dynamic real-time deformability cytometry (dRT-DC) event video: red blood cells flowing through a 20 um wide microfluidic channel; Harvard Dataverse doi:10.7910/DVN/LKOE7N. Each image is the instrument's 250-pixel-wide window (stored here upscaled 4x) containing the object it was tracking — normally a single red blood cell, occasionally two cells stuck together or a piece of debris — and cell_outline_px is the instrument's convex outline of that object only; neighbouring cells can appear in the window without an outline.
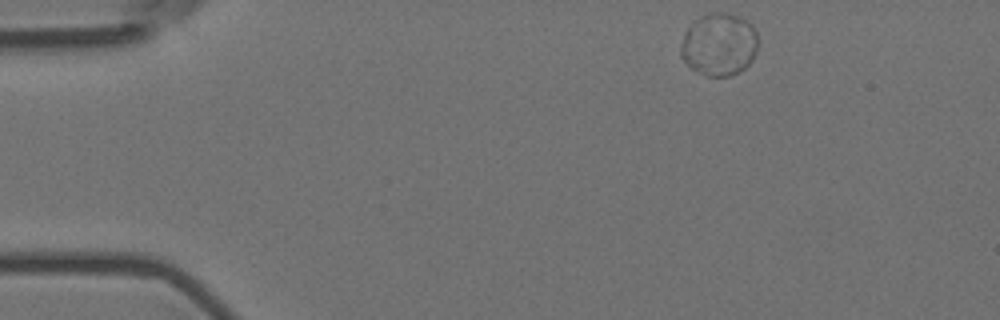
{"species": "Egyptian fruit bat (a non-hibernating species)", "species_latin": "Rousettus aegyptiacus", "temperature_condition": "room temperature", "stored_images_in_passage": 6, "camera_frame_rate_fps": 3000, "um_per_image_px": 0.085, "animal": {"sex": "female"}, "frame": {"image": 1, "passage_image": 1, "time_ms": 0.0, "image_size_px": [1000, 320], "cell_outline_px": [[756, 52], [752, 60], [740, 72], [728, 76], [708, 76], [688, 68], [680, 56], [680, 44], [684, 32], [700, 16], [720, 12], [724, 12], [740, 16], [748, 20], [752, 24], [756, 32]], "centroid_in_image_um": [61.1, 3.79], "position_along_channel_um": 23.9, "area_um2": 28.38}}
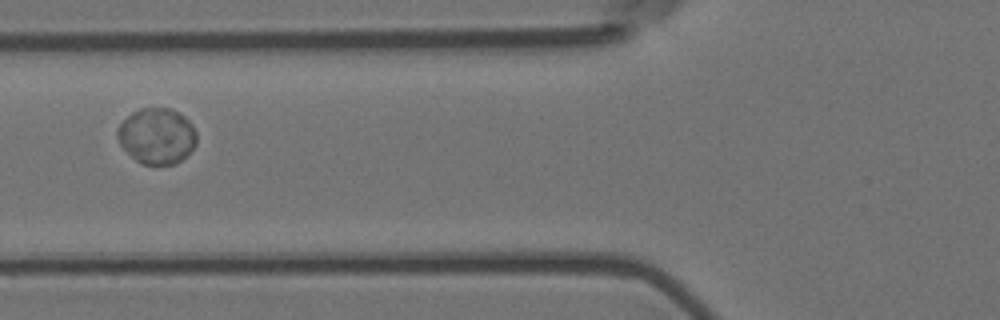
{"frame": {"image": 2, "passage_image": 5, "time_ms": 1.333, "image_size_px": [1000, 320], "cell_outline_px": [[196, 144], [176, 164], [144, 164], [136, 160], [120, 144], [116, 136], [116, 128], [132, 112], [140, 108], [172, 108], [180, 112], [192, 124], [196, 132]], "centroid_in_image_um": [13.32, 11.53], "position_along_channel_um": 112.5, "area_um2": 25.66}}
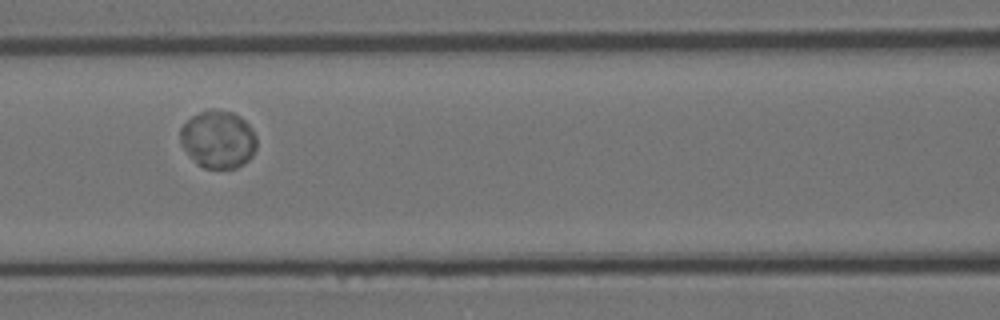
{"frame": {"image": 3, "passage_image": 6, "time_ms": 1.667, "image_size_px": [1000, 320], "cell_outline_px": [[256, 148], [252, 156], [244, 164], [236, 168], [204, 168], [196, 164], [180, 144], [180, 128], [192, 116], [200, 112], [212, 108], [232, 112], [240, 116], [252, 128], [256, 136]], "centroid_in_image_um": [18.54, 11.85], "position_along_channel_um": 148.1, "area_um2": 25.89}}